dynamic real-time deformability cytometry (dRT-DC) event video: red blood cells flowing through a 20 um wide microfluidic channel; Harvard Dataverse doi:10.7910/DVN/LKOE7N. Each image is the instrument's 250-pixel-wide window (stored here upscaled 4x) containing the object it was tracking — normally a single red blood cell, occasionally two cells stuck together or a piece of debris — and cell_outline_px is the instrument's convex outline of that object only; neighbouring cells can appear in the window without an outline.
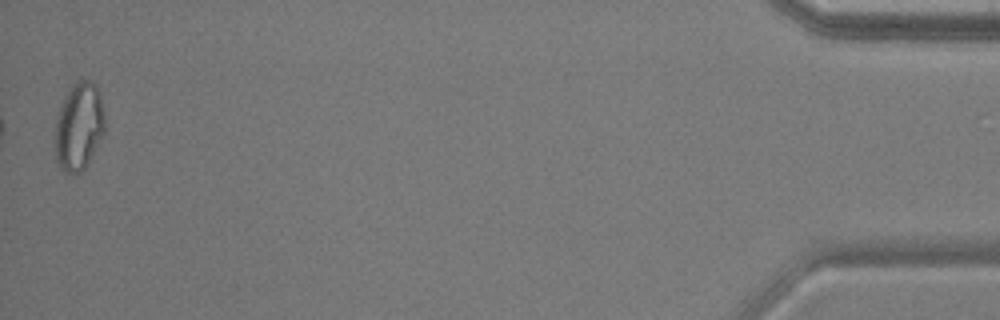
{"species": "common noctule bat (a hibernating species)", "species_latin": "Nyctalus noctula", "temperature_condition": "warm", "stored_images_in_passage": 35, "camera_frame_rate_fps": 3000, "um_per_image_px": 0.085, "animal": {"sex": "male", "body_mass_g": 17.9, "forearm_length_mm": 54.2}, "frame": {"image": 1, "passage_image": 35, "time_ms": 11.333, "image_size_px": [1000, 320], "cell_outline_px": [[104, 132], [84, 168], [80, 172], [64, 172], [60, 168], [56, 160], [56, 116], [72, 84], [76, 80], [92, 80], [96, 84], [100, 92], [104, 108]], "centroid_in_image_um": [6.72, 10.69], "position_along_channel_um": 428.5, "area_um2": 25.14}, "authors_computed_cell_mechanics": {"area_um2": 17.5712, "velocity_mm_per_s": 3.9377, "shape_relaxation_time_tau1_ms": null, "shape_relaxation_time_tau2_ms": 1.5265, "deformation_change_tau1": null, "deformation_change_tau2": 0.0717}}